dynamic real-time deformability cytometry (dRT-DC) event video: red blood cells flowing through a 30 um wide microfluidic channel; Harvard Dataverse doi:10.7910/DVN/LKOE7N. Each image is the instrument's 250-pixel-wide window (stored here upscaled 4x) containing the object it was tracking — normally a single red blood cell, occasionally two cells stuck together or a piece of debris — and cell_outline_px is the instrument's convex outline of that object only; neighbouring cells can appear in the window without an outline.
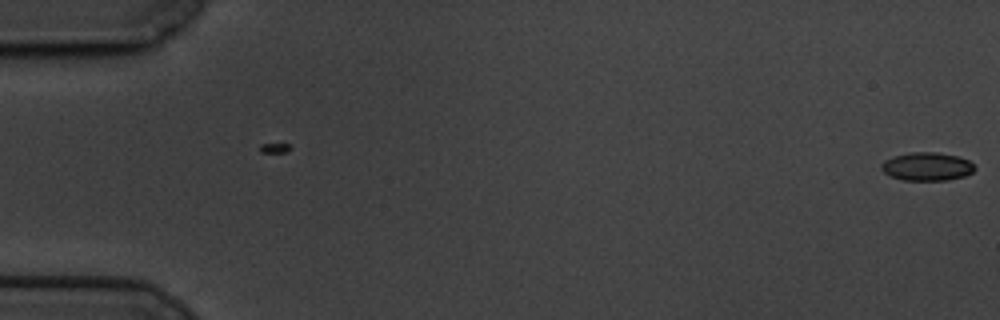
{"species": "common noctule bat (a hibernating species)", "species_latin": "Nyctalus noctula", "temperature_condition": "cold", "stored_images_in_passage": 5, "camera_frame_rate_fps": 3000, "um_per_image_px": 0.085, "animal": {"sex": "male", "body_mass_g": 19.5, "forearm_length_mm": 54.6}, "frame": {"image": 1, "passage_image": 5, "time_ms": 1.333, "image_size_px": [1000, 320], "cell_outline_px": [[976, 168], [972, 172], [964, 176], [948, 180], [904, 180], [892, 176], [884, 172], [880, 168], [880, 164], [884, 160], [892, 156], [908, 152], [936, 152], [960, 156], [968, 160]], "centroid_in_image_um": [78.78, 14.14], "position_along_channel_um": 6.2, "area_um2": 15.49}}